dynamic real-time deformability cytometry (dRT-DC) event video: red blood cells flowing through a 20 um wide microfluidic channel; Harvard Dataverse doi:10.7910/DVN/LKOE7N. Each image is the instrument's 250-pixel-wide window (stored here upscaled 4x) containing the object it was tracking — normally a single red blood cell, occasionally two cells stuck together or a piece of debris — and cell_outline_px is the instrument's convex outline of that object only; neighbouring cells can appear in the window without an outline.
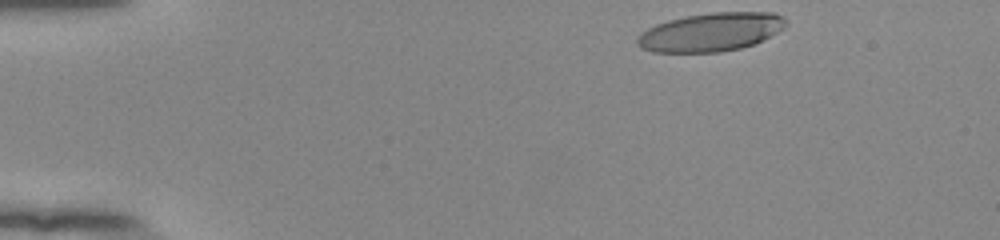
{"species": "human", "species_latin": "Homo sapiens", "temperature_condition": "room temperature", "stored_images_in_passage": 40, "camera_frame_rate_fps": 3000, "um_per_image_px": 0.085, "donor": {"sex": "female"}, "frame": {"image": 1, "passage_image": 1, "time_ms": 0.0, "image_size_px": [1000, 240], "cell_outline_px": [[788, 24], [784, 28], [756, 44], [740, 48], [720, 52], [652, 52], [640, 48], [636, 44], [636, 40], [640, 32], [656, 24], [668, 20], [688, 16], [712, 12], [776, 12], [784, 16], [788, 20]], "centroid_in_image_um": [60.45, 2.72], "position_along_channel_um": 24.6, "area_um2": 33.7}}
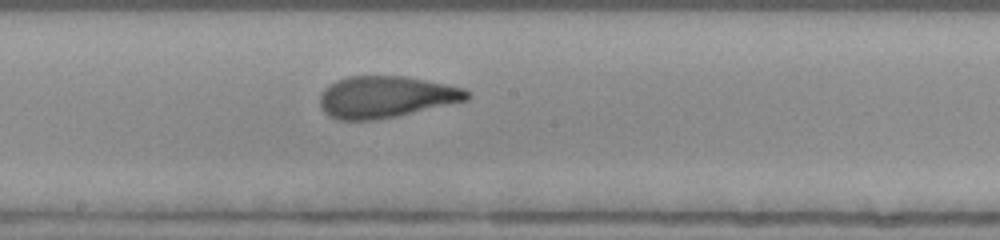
{"frame": {"image": 2, "passage_image": 23, "time_ms": 7.333, "image_size_px": [1000, 240], "cell_outline_px": [[472, 96], [468, 100], [396, 116], [372, 120], [336, 120], [328, 116], [320, 108], [320, 92], [328, 84], [336, 80], [348, 76], [404, 76], [464, 88]], "centroid_in_image_um": [32.74, 8.24], "position_along_channel_um": 215.5, "area_um2": 35.78}}
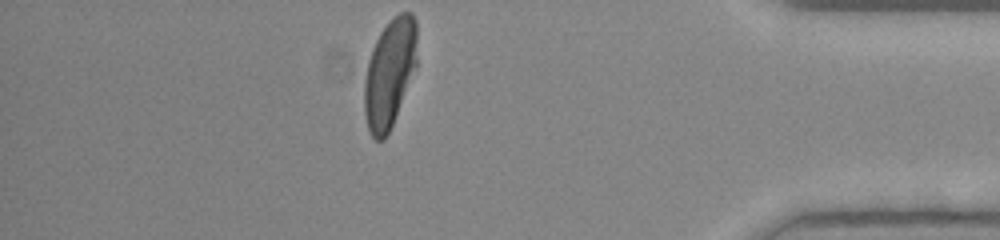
{"frame": {"image": 3, "passage_image": 40, "time_ms": 13.0, "image_size_px": [1000, 240], "cell_outline_px": [[416, 68], [392, 124], [384, 140], [376, 140], [368, 132], [364, 112], [364, 80], [368, 60], [372, 48], [380, 32], [400, 12], [412, 12], [416, 20]], "centroid_in_image_um": [33.1, 6.24], "position_along_channel_um": 402.1, "area_um2": 33.18}, "authors_computed_cell_mechanics": {"area_um2": 35.5181, "velocity_mm_per_s": 3.8859, "shape_relaxation_time_tau1_ms": 5.0155, "shape_relaxation_time_tau2_ms": 1.0548, "deformation_change_tau1": 0.234, "deformation_change_tau2": 0.0893}}